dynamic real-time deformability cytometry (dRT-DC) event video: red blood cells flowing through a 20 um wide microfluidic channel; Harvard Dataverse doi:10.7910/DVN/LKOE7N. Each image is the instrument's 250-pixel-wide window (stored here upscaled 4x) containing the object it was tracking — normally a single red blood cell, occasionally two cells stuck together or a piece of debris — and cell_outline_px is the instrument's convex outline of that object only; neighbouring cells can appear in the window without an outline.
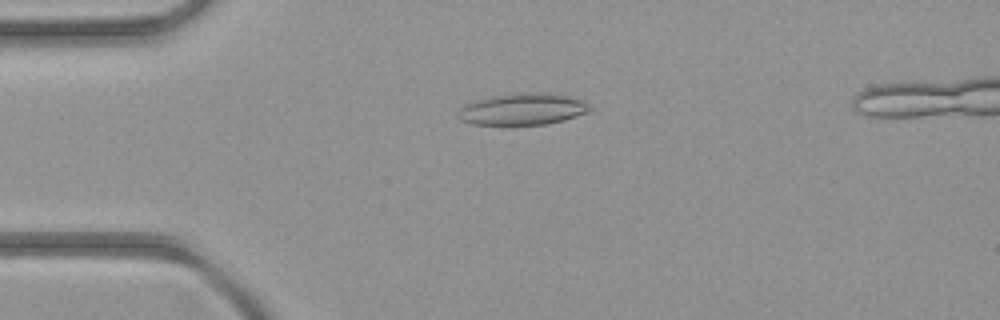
{"species": "common noctule bat (a hibernating species)", "species_latin": "Nyctalus noctula", "temperature_condition": "room temperature", "stored_images_in_passage": 2, "camera_frame_rate_fps": 3000, "um_per_image_px": 0.085, "animal": {"sex": "female", "body_mass_g": 21.9}, "frame": {"image": 1, "passage_image": 1, "time_ms": 0.0, "image_size_px": [1000, 320], "cell_outline_px": [[592, 108], [588, 112], [564, 120], [544, 124], [472, 124], [460, 120], [456, 116], [460, 108], [464, 104], [472, 100], [492, 96], [524, 92], [544, 92], [568, 96], [580, 100], [588, 104]], "centroid_in_image_um": [44.38, 9.26], "position_along_channel_um": 40.6, "area_um2": 24.28}}